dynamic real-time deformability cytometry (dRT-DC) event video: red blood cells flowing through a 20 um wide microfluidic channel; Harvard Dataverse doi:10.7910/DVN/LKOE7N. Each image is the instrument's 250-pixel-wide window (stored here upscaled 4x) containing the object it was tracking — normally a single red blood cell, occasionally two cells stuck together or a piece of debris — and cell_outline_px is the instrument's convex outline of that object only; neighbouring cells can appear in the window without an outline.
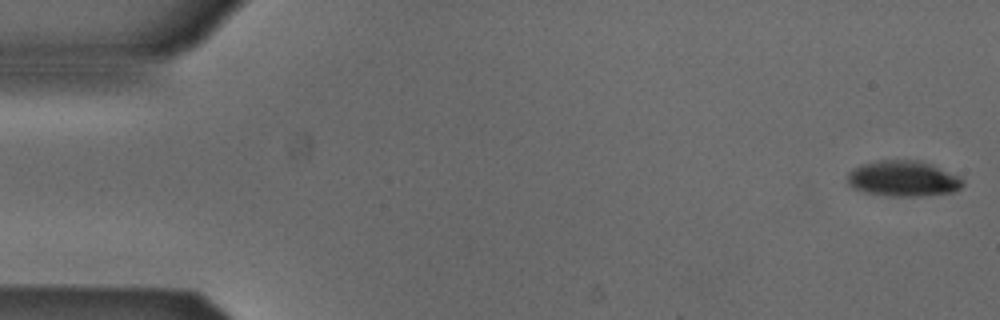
{"species": "Egyptian fruit bat (a non-hibernating species)", "species_latin": "Rousettus aegyptiacus", "temperature_condition": "cold", "stored_images_in_passage": 52, "camera_frame_rate_fps": 3000, "um_per_image_px": 0.085, "animal": {"sex": "male"}, "frame": {"image": 1, "passage_image": 1, "time_ms": 0.0, "image_size_px": [1000, 320], "cell_outline_px": [[964, 184], [960, 188], [952, 192], [920, 196], [892, 196], [864, 192], [852, 188], [848, 184], [848, 172], [852, 168], [860, 164], [880, 160], [920, 160], [932, 164], [964, 180]], "centroid_in_image_um": [76.73, 15.17], "position_along_channel_um": 8.3, "area_um2": 23.99}}
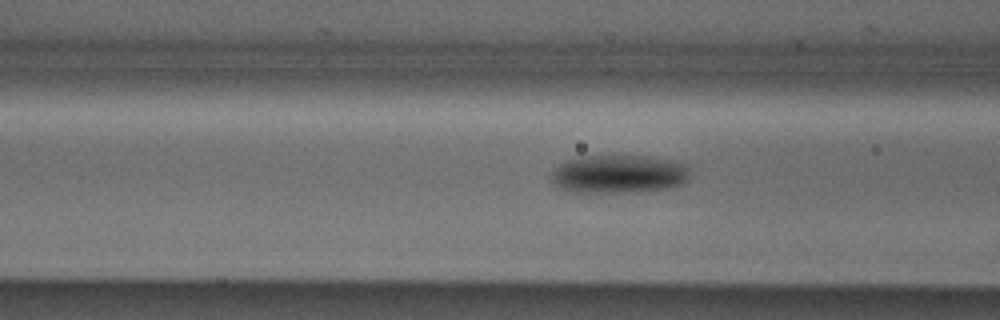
{"frame": {"image": 2, "passage_image": 20, "time_ms": 6.333, "image_size_px": [1000, 320], "cell_outline_px": [[688, 180], [684, 184], [668, 188], [636, 192], [572, 192], [560, 188], [552, 180], [552, 172], [564, 160], [580, 156], [648, 156], [676, 160], [688, 164]], "centroid_in_image_um": [52.64, 14.78], "position_along_channel_um": 114.0, "area_um2": 31.27}}
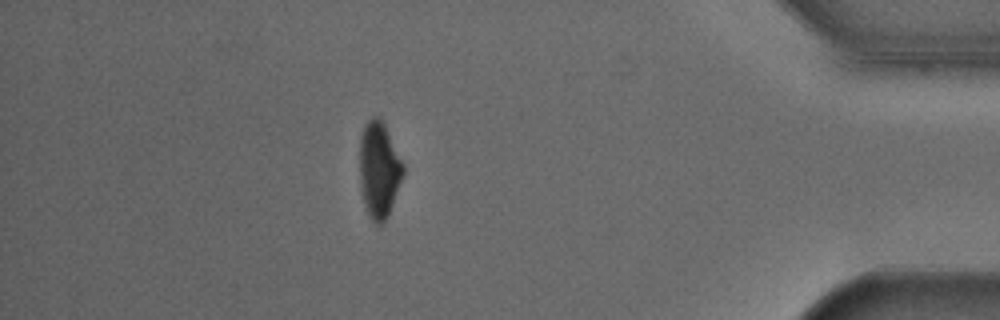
{"frame": {"image": 3, "passage_image": 46, "time_ms": 15.0, "image_size_px": [1000, 320], "cell_outline_px": [[404, 172], [388, 216], [380, 224], [376, 224], [368, 216], [364, 204], [360, 188], [360, 136], [364, 124], [372, 116], [380, 116], [404, 164]], "centroid_in_image_um": [32.2, 14.41], "position_along_channel_um": 403.0, "area_um2": 24.39}, "authors_computed_cell_mechanics": {"area_um2": 27.1371, "velocity_mm_per_s": 3.8767, "shape_relaxation_time_tau1_ms": 2.2275, "shape_relaxation_time_tau2_ms": null, "deformation_change_tau1": 0.1073, "deformation_change_tau2": null}}